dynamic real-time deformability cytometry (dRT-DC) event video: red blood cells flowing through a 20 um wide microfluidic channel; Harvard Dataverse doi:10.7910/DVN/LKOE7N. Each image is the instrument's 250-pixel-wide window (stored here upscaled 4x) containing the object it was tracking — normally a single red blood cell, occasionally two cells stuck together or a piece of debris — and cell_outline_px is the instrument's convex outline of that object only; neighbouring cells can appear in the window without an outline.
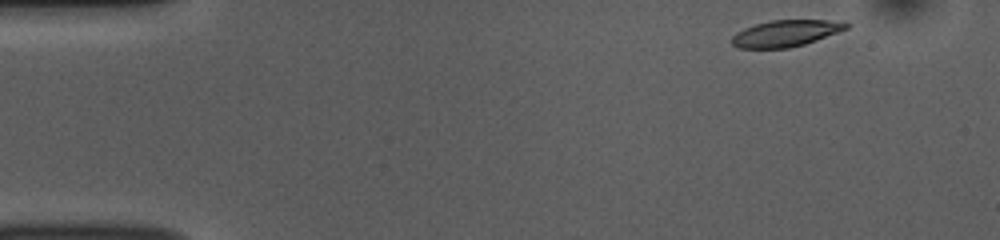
{"species": "common noctule bat (a hibernating species)", "species_latin": "Nyctalus noctula", "temperature_condition": "room temperature", "stored_images_in_passage": 48, "camera_frame_rate_fps": 3000, "um_per_image_px": 0.085, "animal": {"sex": "female", "body_mass_g": 10.0, "forearm_length_mm": 53.1}, "frame": {"image": 1, "passage_image": 1, "time_ms": 0.0, "image_size_px": [1000, 240], "cell_outline_px": [[852, 24], [848, 28], [816, 40], [804, 44], [788, 48], [736, 48], [732, 44], [732, 36], [736, 32], [744, 28], [768, 20], [844, 20]], "centroid_in_image_um": [66.81, 2.82], "position_along_channel_um": 18.2, "area_um2": 17.8}}
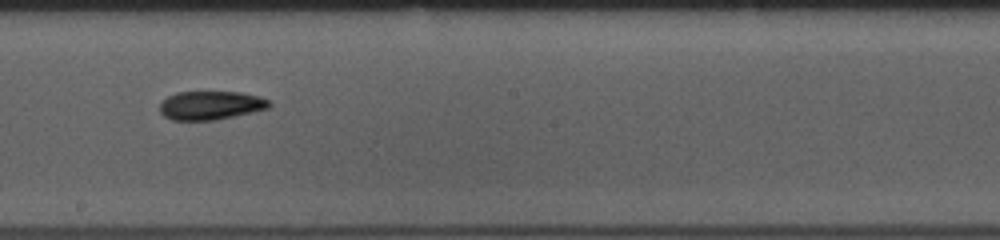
{"frame": {"image": 2, "passage_image": 25, "time_ms": 8.0, "image_size_px": [1000, 240], "cell_outline_px": [[272, 104], [268, 108], [252, 112], [216, 120], [172, 120], [164, 116], [160, 112], [160, 100], [176, 92], [240, 92], [272, 100]], "centroid_in_image_um": [17.89, 8.95], "position_along_channel_um": 230.3, "area_um2": 18.38}}
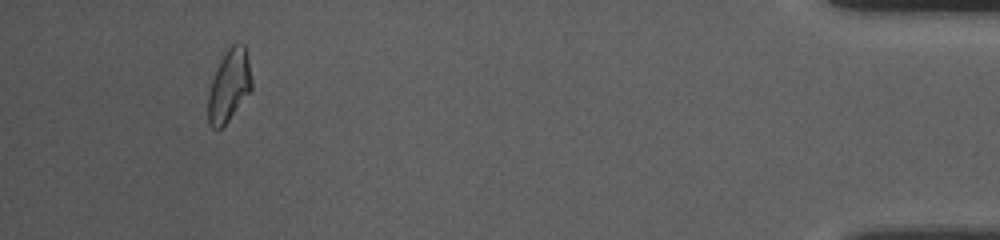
{"frame": {"image": 3, "passage_image": 45, "time_ms": 14.667, "image_size_px": [1000, 240], "cell_outline_px": [[252, 88], [228, 120], [220, 128], [212, 128], [208, 124], [208, 96], [212, 80], [220, 60], [228, 48], [232, 44], [244, 44], [248, 60], [252, 80]], "centroid_in_image_um": [19.46, 7.27], "position_along_channel_um": 415.7, "area_um2": 17.86}, "authors_computed_cell_mechanics": {"area_um2": 18.207, "velocity_mm_per_s": 3.7881, "shape_relaxation_time_tau1_ms": 3.8771, "shape_relaxation_time_tau2_ms": 4.8487, "deformation_change_tau1": 0.1279, "deformation_change_tau2": 0.1162}}